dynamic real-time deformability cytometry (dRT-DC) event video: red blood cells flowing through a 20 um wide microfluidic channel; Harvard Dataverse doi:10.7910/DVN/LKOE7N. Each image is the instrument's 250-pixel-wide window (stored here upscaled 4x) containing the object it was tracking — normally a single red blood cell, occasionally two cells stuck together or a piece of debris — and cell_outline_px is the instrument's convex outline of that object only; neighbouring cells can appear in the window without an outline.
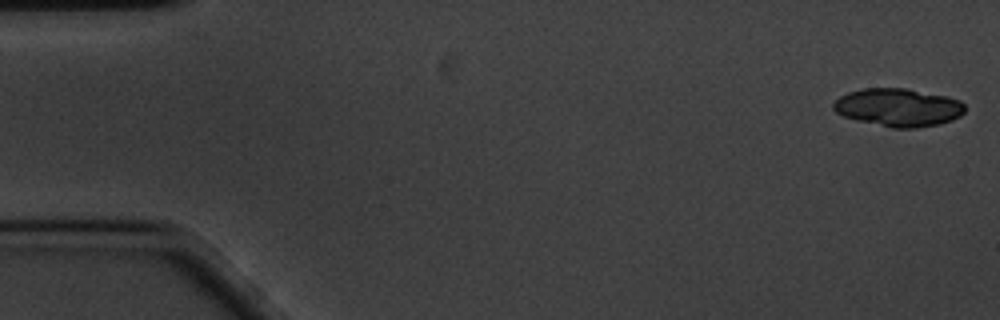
{"species": "common noctule bat (a hibernating species)", "species_latin": "Nyctalus noctula", "temperature_condition": "cold", "stored_images_in_passage": 59, "segment_of_instrument_passage": [1, 2], "camera_frame_rate_fps": 3000, "um_per_image_px": 0.085, "animal": {"sex": "male", "body_mass_g": 20.1, "forearm_length_mm": 53.5}, "frame": {"image": 1, "passage_image": 1, "time_ms": 0.0, "image_size_px": [1000, 320], "cell_outline_px": [[964, 112], [960, 116], [952, 120], [940, 124], [916, 128], [892, 128], [856, 120], [844, 116], [836, 112], [832, 108], [832, 104], [840, 96], [848, 92], [864, 88], [904, 88], [948, 96], [960, 100], [964, 104]], "centroid_in_image_um": [76.36, 9.13], "position_along_channel_um": 8.6, "area_um2": 29.25}}